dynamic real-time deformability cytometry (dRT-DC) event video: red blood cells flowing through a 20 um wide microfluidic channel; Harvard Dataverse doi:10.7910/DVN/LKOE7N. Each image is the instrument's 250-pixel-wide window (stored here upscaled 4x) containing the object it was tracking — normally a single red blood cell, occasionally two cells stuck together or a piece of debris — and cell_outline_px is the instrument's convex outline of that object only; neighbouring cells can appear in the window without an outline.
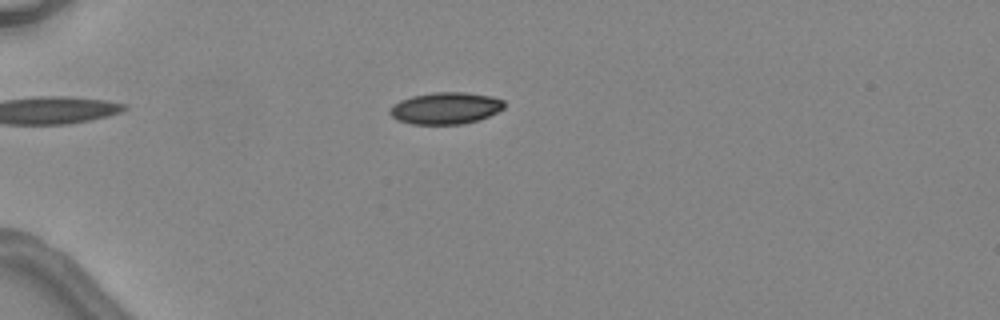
{"species": "common noctule bat (a hibernating species)", "species_latin": "Nyctalus noctula", "temperature_condition": "warm", "stored_images_in_passage": 5, "camera_frame_rate_fps": 3000, "um_per_image_px": 0.085, "animal": {"sex": "female", "body_mass_g": 24.6, "forearm_length_mm": 56.2}, "frame": {"image": 1, "passage_image": 4, "time_ms": 4.667, "image_size_px": [1000, 320], "cell_outline_px": [[504, 108], [480, 120], [464, 124], [412, 124], [396, 120], [388, 112], [392, 104], [400, 100], [412, 96], [432, 92], [464, 92], [492, 96], [504, 100]], "centroid_in_image_um": [37.86, 9.19], "position_along_channel_um": 47.1, "area_um2": 21.39}}